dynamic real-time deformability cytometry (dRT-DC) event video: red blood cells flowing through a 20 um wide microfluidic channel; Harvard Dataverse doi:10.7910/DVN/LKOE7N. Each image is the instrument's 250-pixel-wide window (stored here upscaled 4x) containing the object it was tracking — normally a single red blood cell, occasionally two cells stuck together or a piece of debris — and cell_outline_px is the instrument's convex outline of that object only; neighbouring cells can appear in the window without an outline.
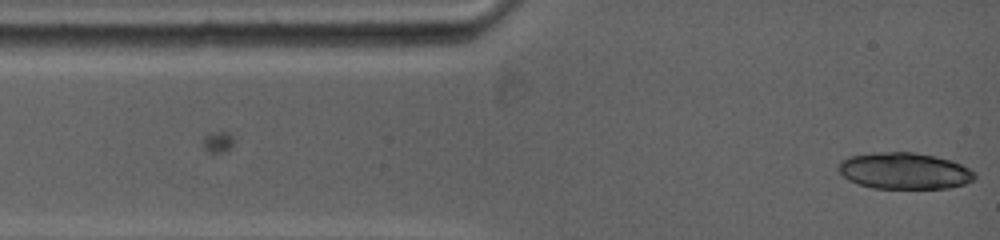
{"species": "common noctule bat (a hibernating species)", "species_latin": "Nyctalus noctula", "temperature_condition": "warm", "stored_images_in_passage": 4, "camera_frame_rate_fps": 5000, "um_per_image_px": 0.085, "animal": {"sex": "female", "body_mass_g": 19.0, "forearm_length_mm": 53.3}, "frame": {"image": 1, "passage_image": 4, "time_ms": 1.4, "image_size_px": [1000, 240], "cell_outline_px": [[976, 176], [972, 180], [964, 184], [948, 188], [872, 188], [848, 180], [840, 172], [840, 160], [848, 156], [880, 152], [912, 152], [936, 156], [952, 160], [976, 172]], "centroid_in_image_um": [76.89, 14.52], "position_along_channel_um": 8.1, "area_um2": 28.84}}